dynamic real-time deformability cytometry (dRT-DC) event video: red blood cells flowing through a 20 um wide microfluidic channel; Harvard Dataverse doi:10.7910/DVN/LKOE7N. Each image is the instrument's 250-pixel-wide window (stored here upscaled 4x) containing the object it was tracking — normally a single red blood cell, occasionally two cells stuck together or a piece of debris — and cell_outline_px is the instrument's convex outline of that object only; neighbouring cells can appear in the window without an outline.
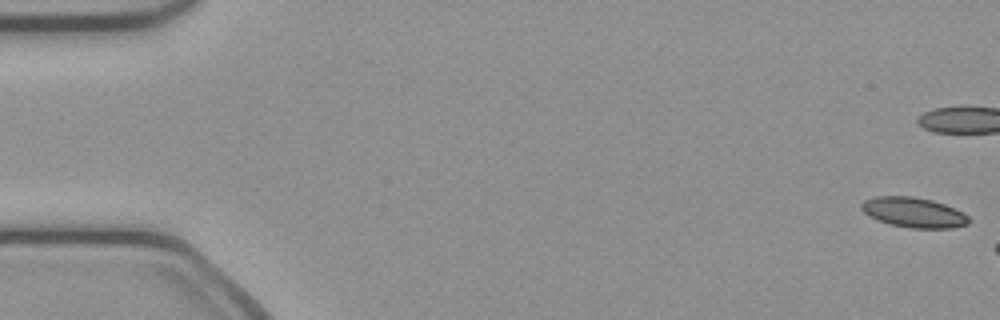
{"species": "common noctule bat (a hibernating species)", "species_latin": "Nyctalus noctula", "temperature_condition": "cold", "stored_images_in_passage": 11, "camera_frame_rate_fps": 3000, "um_per_image_px": 0.085, "animal": {"sex": "female", "body_mass_g": 21.9}, "frame": {"image": 1, "passage_image": 1, "time_ms": 0.0, "image_size_px": [1000, 320], "cell_outline_px": [[968, 224], [952, 228], [912, 228], [892, 224], [868, 216], [860, 208], [860, 204], [864, 200], [876, 196], [912, 196], [932, 200], [944, 204], [964, 212], [968, 216]], "centroid_in_image_um": [77.65, 18.04], "position_along_channel_um": 7.3, "area_um2": 18.73}}